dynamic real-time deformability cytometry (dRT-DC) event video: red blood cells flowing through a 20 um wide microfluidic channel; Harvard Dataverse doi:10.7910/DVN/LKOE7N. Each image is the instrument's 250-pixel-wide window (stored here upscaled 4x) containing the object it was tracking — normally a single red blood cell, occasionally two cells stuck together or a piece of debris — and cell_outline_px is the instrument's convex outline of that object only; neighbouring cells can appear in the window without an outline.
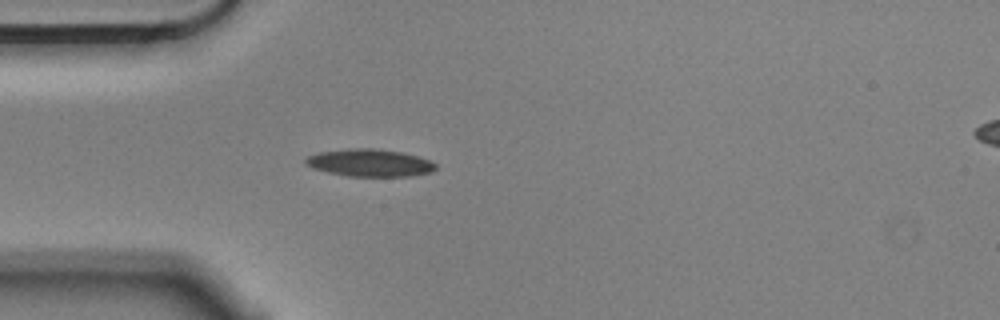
{"species": "Egyptian fruit bat (a non-hibernating species)", "species_latin": "Rousettus aegyptiacus", "temperature_condition": "cold", "stored_images_in_passage": 1, "camera_frame_rate_fps": 3000, "um_per_image_px": 0.085, "animal": {"sex": "male"}, "frame": {"image": 1, "passage_image": 1, "time_ms": 0.0, "image_size_px": [1000, 320], "cell_outline_px": [[436, 168], [432, 172], [412, 176], [348, 176], [328, 172], [312, 168], [304, 164], [304, 160], [308, 156], [320, 152], [352, 148], [372, 148], [400, 152], [416, 156], [428, 160], [436, 164]], "centroid_in_image_um": [31.41, 13.85], "position_along_channel_um": 53.6, "area_um2": 20.63}}